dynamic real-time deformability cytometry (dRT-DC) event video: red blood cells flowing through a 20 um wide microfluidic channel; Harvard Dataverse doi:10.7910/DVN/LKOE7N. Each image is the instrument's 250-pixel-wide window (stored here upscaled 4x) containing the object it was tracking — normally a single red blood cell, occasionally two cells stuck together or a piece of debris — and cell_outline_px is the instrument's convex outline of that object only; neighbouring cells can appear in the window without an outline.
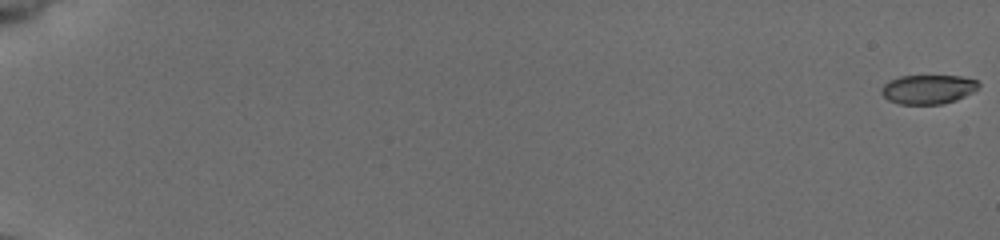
{"species": "common noctule bat (a hibernating species)", "species_latin": "Nyctalus noctula", "temperature_condition": "cold", "stored_images_in_passage": 56, "camera_frame_rate_fps": 3000, "um_per_image_px": 0.085, "animal": {"sex": "female", "body_mass_g": 19.5, "forearm_length_mm": 54.1}, "frame": {"image": 1, "passage_image": 1, "time_ms": 0.0, "image_size_px": [1000, 240], "cell_outline_px": [[980, 84], [972, 92], [956, 100], [944, 104], [900, 104], [888, 100], [880, 92], [880, 88], [888, 80], [900, 76], [960, 76], [976, 80]], "centroid_in_image_um": [78.84, 7.59], "position_along_channel_um": 6.2, "area_um2": 16.53}}
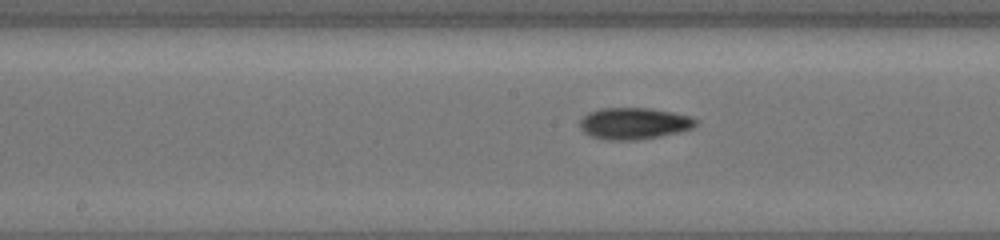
{"frame": {"image": 2, "passage_image": 32, "time_ms": 10.333, "image_size_px": [1000, 240], "cell_outline_px": [[696, 124], [692, 128], [680, 132], [636, 140], [604, 140], [592, 136], [584, 132], [580, 128], [580, 120], [588, 112], [604, 108], [648, 108], [672, 112], [692, 116], [696, 120]], "centroid_in_image_um": [53.88, 10.49], "position_along_channel_um": 194.3, "area_um2": 21.27}}
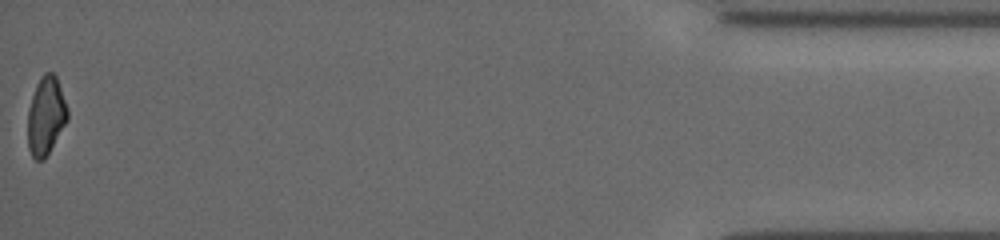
{"frame": {"image": 3, "passage_image": 56, "time_ms": 18.333, "image_size_px": [1000, 240], "cell_outline_px": [[68, 120], [44, 160], [36, 160], [32, 156], [28, 148], [28, 108], [36, 84], [40, 76], [44, 72], [52, 72], [56, 76], [68, 108]], "centroid_in_image_um": [3.9, 9.83], "position_along_channel_um": 431.3, "area_um2": 18.21}, "authors_computed_cell_mechanics": {"area_um2": 18.8139, "velocity_mm_per_s": 3.9382, "shape_relaxation_time_tau1_ms": 1.9448, "shape_relaxation_time_tau2_ms": null, "deformation_change_tau1": 0.1201, "deformation_change_tau2": null}}